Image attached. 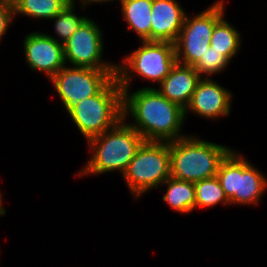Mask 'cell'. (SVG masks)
Returning a JSON list of instances; mask_svg holds the SVG:
<instances>
[{
    "instance_id": "cell-6",
    "label": "cell",
    "mask_w": 267,
    "mask_h": 267,
    "mask_svg": "<svg viewBox=\"0 0 267 267\" xmlns=\"http://www.w3.org/2000/svg\"><path fill=\"white\" fill-rule=\"evenodd\" d=\"M216 176L230 206H256L267 189L265 175L237 150L232 149L222 160Z\"/></svg>"
},
{
    "instance_id": "cell-15",
    "label": "cell",
    "mask_w": 267,
    "mask_h": 267,
    "mask_svg": "<svg viewBox=\"0 0 267 267\" xmlns=\"http://www.w3.org/2000/svg\"><path fill=\"white\" fill-rule=\"evenodd\" d=\"M121 14L129 29L137 34L141 41H151L152 0H119Z\"/></svg>"
},
{
    "instance_id": "cell-12",
    "label": "cell",
    "mask_w": 267,
    "mask_h": 267,
    "mask_svg": "<svg viewBox=\"0 0 267 267\" xmlns=\"http://www.w3.org/2000/svg\"><path fill=\"white\" fill-rule=\"evenodd\" d=\"M211 77H202L198 82L189 104L184 110L185 119L189 112L204 119L227 117L231 112L233 94Z\"/></svg>"
},
{
    "instance_id": "cell-17",
    "label": "cell",
    "mask_w": 267,
    "mask_h": 267,
    "mask_svg": "<svg viewBox=\"0 0 267 267\" xmlns=\"http://www.w3.org/2000/svg\"><path fill=\"white\" fill-rule=\"evenodd\" d=\"M241 33L223 16L214 26L210 46L221 52L229 61L240 51Z\"/></svg>"
},
{
    "instance_id": "cell-21",
    "label": "cell",
    "mask_w": 267,
    "mask_h": 267,
    "mask_svg": "<svg viewBox=\"0 0 267 267\" xmlns=\"http://www.w3.org/2000/svg\"><path fill=\"white\" fill-rule=\"evenodd\" d=\"M229 63L230 61L221 52L209 46L193 67L201 76L208 77L225 71Z\"/></svg>"
},
{
    "instance_id": "cell-8",
    "label": "cell",
    "mask_w": 267,
    "mask_h": 267,
    "mask_svg": "<svg viewBox=\"0 0 267 267\" xmlns=\"http://www.w3.org/2000/svg\"><path fill=\"white\" fill-rule=\"evenodd\" d=\"M225 0H216L193 17L186 13L183 26L175 42L176 61L194 66L210 46L215 24L225 16Z\"/></svg>"
},
{
    "instance_id": "cell-19",
    "label": "cell",
    "mask_w": 267,
    "mask_h": 267,
    "mask_svg": "<svg viewBox=\"0 0 267 267\" xmlns=\"http://www.w3.org/2000/svg\"><path fill=\"white\" fill-rule=\"evenodd\" d=\"M67 4L56 16H54L51 21H54V31L57 37L49 35L57 43L64 45L72 34L89 18L88 16H78L75 13V2L76 0H69ZM58 38V39H57Z\"/></svg>"
},
{
    "instance_id": "cell-18",
    "label": "cell",
    "mask_w": 267,
    "mask_h": 267,
    "mask_svg": "<svg viewBox=\"0 0 267 267\" xmlns=\"http://www.w3.org/2000/svg\"><path fill=\"white\" fill-rule=\"evenodd\" d=\"M69 3V0H18L14 16L50 20Z\"/></svg>"
},
{
    "instance_id": "cell-5",
    "label": "cell",
    "mask_w": 267,
    "mask_h": 267,
    "mask_svg": "<svg viewBox=\"0 0 267 267\" xmlns=\"http://www.w3.org/2000/svg\"><path fill=\"white\" fill-rule=\"evenodd\" d=\"M141 46L116 63V77L122 90H130L134 75L158 85L176 64L175 43L167 41H140ZM134 73V74H133Z\"/></svg>"
},
{
    "instance_id": "cell-10",
    "label": "cell",
    "mask_w": 267,
    "mask_h": 267,
    "mask_svg": "<svg viewBox=\"0 0 267 267\" xmlns=\"http://www.w3.org/2000/svg\"><path fill=\"white\" fill-rule=\"evenodd\" d=\"M100 26L88 18L64 44L66 66L116 69L115 62L103 59L104 41ZM68 61V62H67Z\"/></svg>"
},
{
    "instance_id": "cell-20",
    "label": "cell",
    "mask_w": 267,
    "mask_h": 267,
    "mask_svg": "<svg viewBox=\"0 0 267 267\" xmlns=\"http://www.w3.org/2000/svg\"><path fill=\"white\" fill-rule=\"evenodd\" d=\"M195 186V209L211 208L218 204L230 205L217 176L194 182Z\"/></svg>"
},
{
    "instance_id": "cell-16",
    "label": "cell",
    "mask_w": 267,
    "mask_h": 267,
    "mask_svg": "<svg viewBox=\"0 0 267 267\" xmlns=\"http://www.w3.org/2000/svg\"><path fill=\"white\" fill-rule=\"evenodd\" d=\"M166 186L162 201L178 213L190 214L195 210V186L193 182L169 177L161 186Z\"/></svg>"
},
{
    "instance_id": "cell-9",
    "label": "cell",
    "mask_w": 267,
    "mask_h": 267,
    "mask_svg": "<svg viewBox=\"0 0 267 267\" xmlns=\"http://www.w3.org/2000/svg\"><path fill=\"white\" fill-rule=\"evenodd\" d=\"M115 76L116 69L64 66L50 82L67 111L75 103L98 94Z\"/></svg>"
},
{
    "instance_id": "cell-11",
    "label": "cell",
    "mask_w": 267,
    "mask_h": 267,
    "mask_svg": "<svg viewBox=\"0 0 267 267\" xmlns=\"http://www.w3.org/2000/svg\"><path fill=\"white\" fill-rule=\"evenodd\" d=\"M23 54L27 66L42 72L50 80L66 66L64 45L57 43L45 32H29L23 40Z\"/></svg>"
},
{
    "instance_id": "cell-3",
    "label": "cell",
    "mask_w": 267,
    "mask_h": 267,
    "mask_svg": "<svg viewBox=\"0 0 267 267\" xmlns=\"http://www.w3.org/2000/svg\"><path fill=\"white\" fill-rule=\"evenodd\" d=\"M232 148L187 135L170 141L171 177L189 182L215 177Z\"/></svg>"
},
{
    "instance_id": "cell-2",
    "label": "cell",
    "mask_w": 267,
    "mask_h": 267,
    "mask_svg": "<svg viewBox=\"0 0 267 267\" xmlns=\"http://www.w3.org/2000/svg\"><path fill=\"white\" fill-rule=\"evenodd\" d=\"M143 142L139 132L122 118L114 127L86 142L92 156L75 177L101 175L115 170L123 175Z\"/></svg>"
},
{
    "instance_id": "cell-7",
    "label": "cell",
    "mask_w": 267,
    "mask_h": 267,
    "mask_svg": "<svg viewBox=\"0 0 267 267\" xmlns=\"http://www.w3.org/2000/svg\"><path fill=\"white\" fill-rule=\"evenodd\" d=\"M122 176L135 200L160 187L171 177L170 142L144 141Z\"/></svg>"
},
{
    "instance_id": "cell-14",
    "label": "cell",
    "mask_w": 267,
    "mask_h": 267,
    "mask_svg": "<svg viewBox=\"0 0 267 267\" xmlns=\"http://www.w3.org/2000/svg\"><path fill=\"white\" fill-rule=\"evenodd\" d=\"M202 76L193 66L176 62L156 88L169 101L185 110Z\"/></svg>"
},
{
    "instance_id": "cell-4",
    "label": "cell",
    "mask_w": 267,
    "mask_h": 267,
    "mask_svg": "<svg viewBox=\"0 0 267 267\" xmlns=\"http://www.w3.org/2000/svg\"><path fill=\"white\" fill-rule=\"evenodd\" d=\"M122 93L115 76L98 94L75 103L66 111L87 141L111 129L123 118Z\"/></svg>"
},
{
    "instance_id": "cell-13",
    "label": "cell",
    "mask_w": 267,
    "mask_h": 267,
    "mask_svg": "<svg viewBox=\"0 0 267 267\" xmlns=\"http://www.w3.org/2000/svg\"><path fill=\"white\" fill-rule=\"evenodd\" d=\"M178 0H152L151 41L175 43L186 16Z\"/></svg>"
},
{
    "instance_id": "cell-1",
    "label": "cell",
    "mask_w": 267,
    "mask_h": 267,
    "mask_svg": "<svg viewBox=\"0 0 267 267\" xmlns=\"http://www.w3.org/2000/svg\"><path fill=\"white\" fill-rule=\"evenodd\" d=\"M122 114L131 115L132 126L144 141L170 142L183 138L184 109L169 101L155 87H143L133 92L122 90Z\"/></svg>"
},
{
    "instance_id": "cell-23",
    "label": "cell",
    "mask_w": 267,
    "mask_h": 267,
    "mask_svg": "<svg viewBox=\"0 0 267 267\" xmlns=\"http://www.w3.org/2000/svg\"><path fill=\"white\" fill-rule=\"evenodd\" d=\"M79 1L81 2V7L83 9V8L87 7V4H88V6H89V4H93V3H96V4L102 3L103 4L106 2V4H107L108 2L111 3L115 0H79ZM117 1H119V0H117Z\"/></svg>"
},
{
    "instance_id": "cell-25",
    "label": "cell",
    "mask_w": 267,
    "mask_h": 267,
    "mask_svg": "<svg viewBox=\"0 0 267 267\" xmlns=\"http://www.w3.org/2000/svg\"><path fill=\"white\" fill-rule=\"evenodd\" d=\"M2 194L3 193H1V191H0V216H5L6 210H5L3 203H2L3 202Z\"/></svg>"
},
{
    "instance_id": "cell-24",
    "label": "cell",
    "mask_w": 267,
    "mask_h": 267,
    "mask_svg": "<svg viewBox=\"0 0 267 267\" xmlns=\"http://www.w3.org/2000/svg\"><path fill=\"white\" fill-rule=\"evenodd\" d=\"M17 2H18V0H0L1 4H6V5H9L13 8L16 6Z\"/></svg>"
},
{
    "instance_id": "cell-22",
    "label": "cell",
    "mask_w": 267,
    "mask_h": 267,
    "mask_svg": "<svg viewBox=\"0 0 267 267\" xmlns=\"http://www.w3.org/2000/svg\"><path fill=\"white\" fill-rule=\"evenodd\" d=\"M14 18H16L14 8L0 3V42L3 36L7 34L10 23H13Z\"/></svg>"
}]
</instances>
